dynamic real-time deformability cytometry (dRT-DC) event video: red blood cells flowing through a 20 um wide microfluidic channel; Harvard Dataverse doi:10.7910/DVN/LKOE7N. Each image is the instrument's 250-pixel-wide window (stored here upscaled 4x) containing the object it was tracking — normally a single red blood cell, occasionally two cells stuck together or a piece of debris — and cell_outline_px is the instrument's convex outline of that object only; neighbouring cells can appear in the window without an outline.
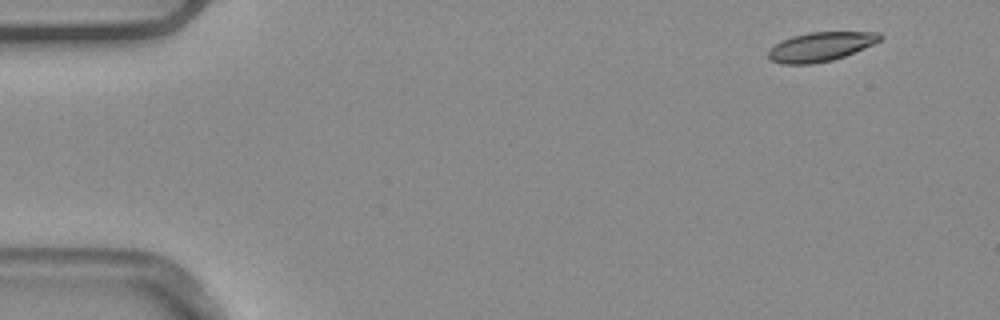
{"species": "common noctule bat (a hibernating species)", "species_latin": "Nyctalus noctula", "temperature_condition": "warm", "stored_images_in_passage": 5, "camera_frame_rate_fps": 3000, "um_per_image_px": 0.085, "animal": {"sex": "male", "body_mass_g": 20.4}, "frame": {"image": 1, "passage_image": 1, "time_ms": 0.0, "image_size_px": [1000, 320], "cell_outline_px": [[884, 36], [880, 40], [872, 44], [844, 56], [832, 60], [812, 64], [780, 64], [772, 60], [768, 56], [768, 48], [792, 36], [808, 32], [880, 32]], "centroid_in_image_um": [69.73, 3.97], "position_along_channel_um": 15.3, "area_um2": 18.84}}
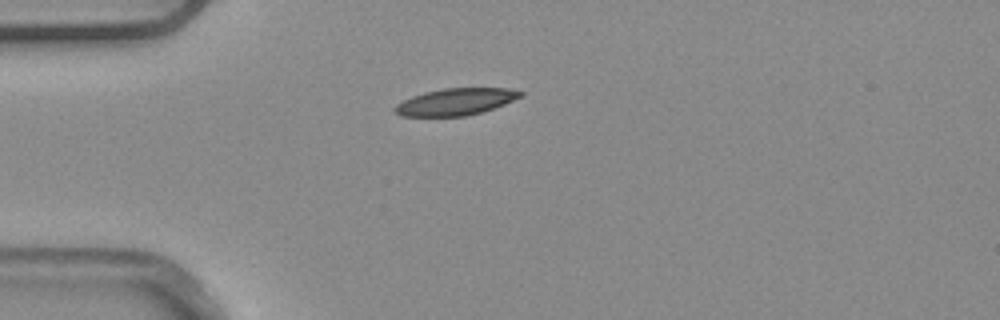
{"frame": {"image": 2, "passage_image": 3, "time_ms": 0.667, "image_size_px": [1000, 320], "cell_outline_px": [[524, 92], [520, 96], [504, 104], [480, 112], [464, 116], [400, 116], [392, 108], [396, 104], [412, 96], [424, 92], [444, 88], [508, 88]], "centroid_in_image_um": [38.68, 8.64], "position_along_channel_um": 46.3, "area_um2": 19.42}}